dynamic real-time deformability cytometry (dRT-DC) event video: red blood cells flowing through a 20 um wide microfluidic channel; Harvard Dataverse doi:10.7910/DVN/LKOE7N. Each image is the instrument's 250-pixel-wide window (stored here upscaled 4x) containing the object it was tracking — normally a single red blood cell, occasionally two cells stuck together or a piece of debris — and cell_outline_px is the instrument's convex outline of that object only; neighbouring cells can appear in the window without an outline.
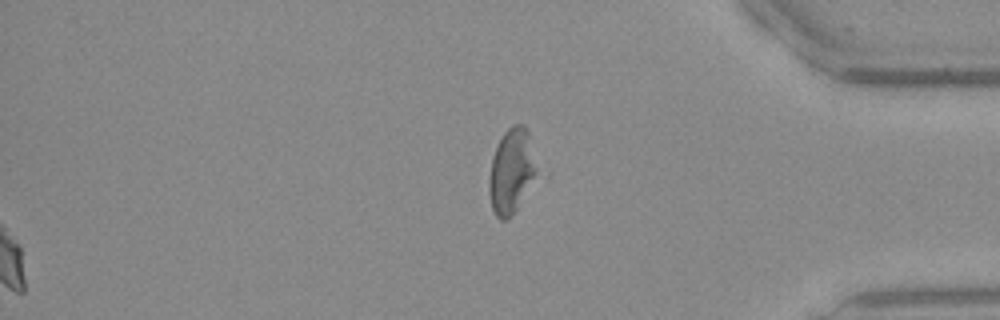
{"species": "Egyptian fruit bat (a non-hibernating species)", "species_latin": "Rousettus aegyptiacus", "temperature_condition": "warm", "stored_images_in_passage": 45, "segment_of_instrument_passage": [2, 2], "camera_frame_rate_fps": 3000, "um_per_image_px": 0.085, "frame": {"image": 1, "passage_image": 45, "time_ms": 14.667, "image_size_px": [1000, 320], "cell_outline_px": [[536, 172], [516, 208], [504, 220], [500, 220], [496, 216], [492, 208], [488, 192], [488, 184], [492, 156], [504, 132], [512, 124], [524, 124], [528, 132], [536, 168]], "centroid_in_image_um": [43.42, 14.5], "position_along_channel_um": 391.8, "area_um2": 22.66}}